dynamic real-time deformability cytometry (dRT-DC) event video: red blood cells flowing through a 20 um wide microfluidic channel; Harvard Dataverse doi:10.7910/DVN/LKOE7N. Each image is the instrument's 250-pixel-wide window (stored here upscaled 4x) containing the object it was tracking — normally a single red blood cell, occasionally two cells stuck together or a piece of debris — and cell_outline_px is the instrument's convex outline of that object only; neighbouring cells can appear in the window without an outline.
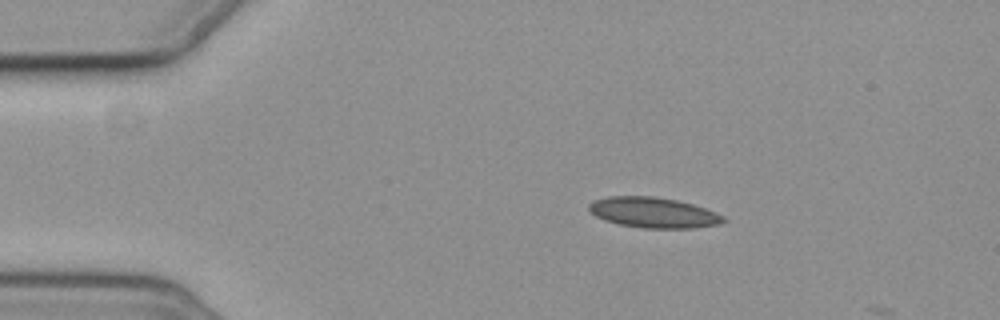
{"species": "common noctule bat (a hibernating species)", "species_latin": "Nyctalus noctula", "temperature_condition": "cold", "stored_images_in_passage": 2, "camera_frame_rate_fps": 3000, "um_per_image_px": 0.085, "animal": {"sex": "female", "body_mass_g": 19.3, "forearm_length_mm": 54.1}, "frame": {"image": 1, "passage_image": 1, "time_ms": 0.0, "image_size_px": [1000, 320], "cell_outline_px": [[728, 220], [720, 224], [692, 228], [644, 228], [620, 224], [604, 220], [596, 216], [588, 208], [588, 204], [596, 200], [608, 196], [652, 196], [676, 200], [692, 204], [704, 208], [724, 216]], "centroid_in_image_um": [55.55, 18.07], "position_along_channel_um": 29.4, "area_um2": 23.7}}